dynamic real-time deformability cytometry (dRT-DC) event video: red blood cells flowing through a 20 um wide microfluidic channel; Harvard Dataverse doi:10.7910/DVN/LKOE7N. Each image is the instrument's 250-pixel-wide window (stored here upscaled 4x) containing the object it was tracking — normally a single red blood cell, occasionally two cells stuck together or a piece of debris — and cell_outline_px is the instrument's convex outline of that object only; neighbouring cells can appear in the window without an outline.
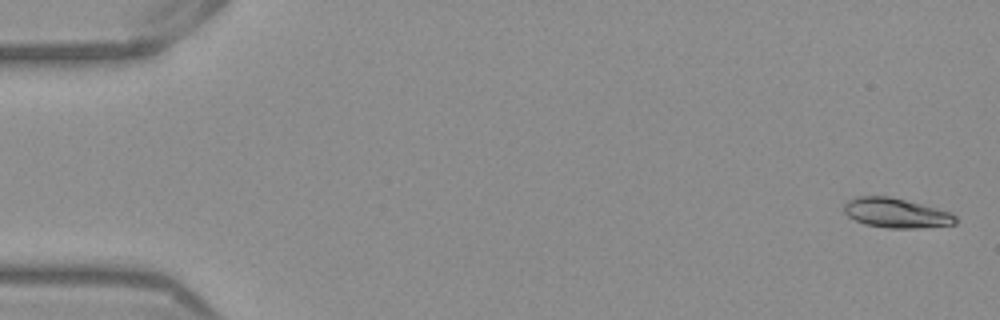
{"species": "Egyptian fruit bat (a non-hibernating species)", "species_latin": "Rousettus aegyptiacus", "temperature_condition": "warm", "stored_images_in_passage": 16, "camera_frame_rate_fps": 3000, "um_per_image_px": 0.085, "frame": {"image": 1, "passage_image": 2, "time_ms": 0.333, "image_size_px": [1000, 320], "cell_outline_px": [[956, 224], [916, 228], [888, 228], [864, 224], [848, 216], [844, 212], [844, 204], [848, 200], [856, 196], [888, 196], [952, 212], [956, 216]], "centroid_in_image_um": [76.16, 18.1], "position_along_channel_um": 8.8, "area_um2": 19.13}}
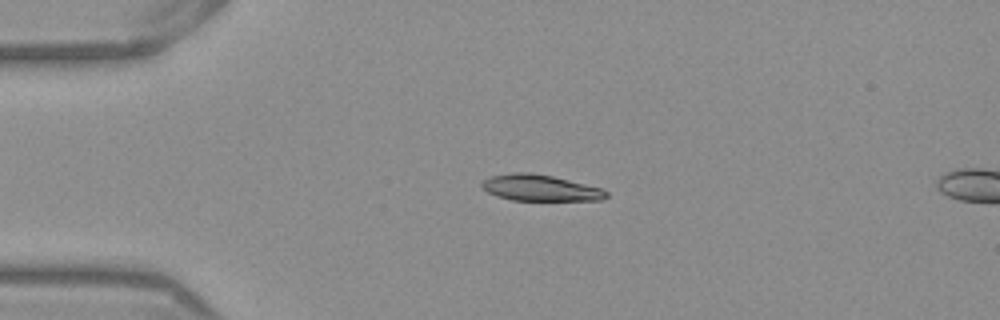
{"frame": {"image": 2, "passage_image": 13, "time_ms": 4.0, "image_size_px": [1000, 320], "cell_outline_px": [[608, 196], [604, 200], [512, 200], [496, 196], [480, 188], [480, 184], [484, 180], [492, 176], [512, 172], [532, 172], [552, 176], [604, 188], [608, 192]], "centroid_in_image_um": [45.93, 15.97], "position_along_channel_um": 39.1, "area_um2": 19.19}}